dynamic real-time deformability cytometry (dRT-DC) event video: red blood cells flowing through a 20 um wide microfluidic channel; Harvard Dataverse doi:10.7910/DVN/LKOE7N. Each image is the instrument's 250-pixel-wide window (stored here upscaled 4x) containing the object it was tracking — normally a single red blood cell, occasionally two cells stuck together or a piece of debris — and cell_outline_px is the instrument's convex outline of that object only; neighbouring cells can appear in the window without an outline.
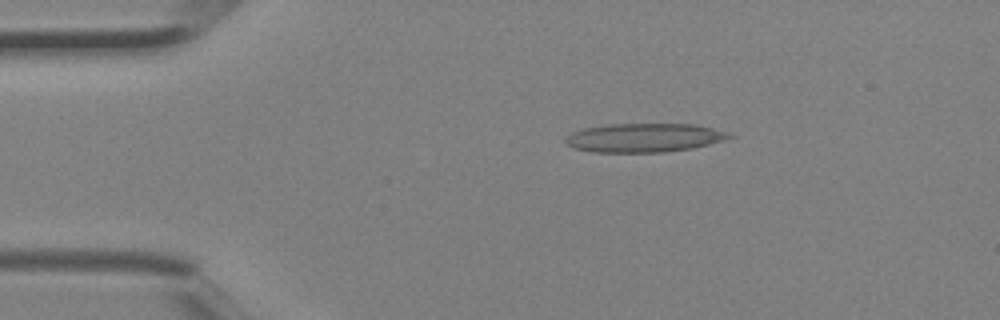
{"species": "Egyptian fruit bat (a non-hibernating species)", "species_latin": "Rousettus aegyptiacus", "temperature_condition": "room temperature", "stored_images_in_passage": 2, "camera_frame_rate_fps": 3000, "um_per_image_px": 0.085, "animal": {"sex": "female"}, "frame": {"image": 1, "passage_image": 1, "time_ms": 0.0, "image_size_px": [1000, 320], "cell_outline_px": [[736, 136], [724, 140], [692, 148], [664, 152], [592, 152], [572, 148], [564, 140], [572, 132], [584, 128], [608, 124], [696, 124], [728, 132]], "centroid_in_image_um": [54.76, 11.7], "position_along_channel_um": 30.2, "area_um2": 27.51}}